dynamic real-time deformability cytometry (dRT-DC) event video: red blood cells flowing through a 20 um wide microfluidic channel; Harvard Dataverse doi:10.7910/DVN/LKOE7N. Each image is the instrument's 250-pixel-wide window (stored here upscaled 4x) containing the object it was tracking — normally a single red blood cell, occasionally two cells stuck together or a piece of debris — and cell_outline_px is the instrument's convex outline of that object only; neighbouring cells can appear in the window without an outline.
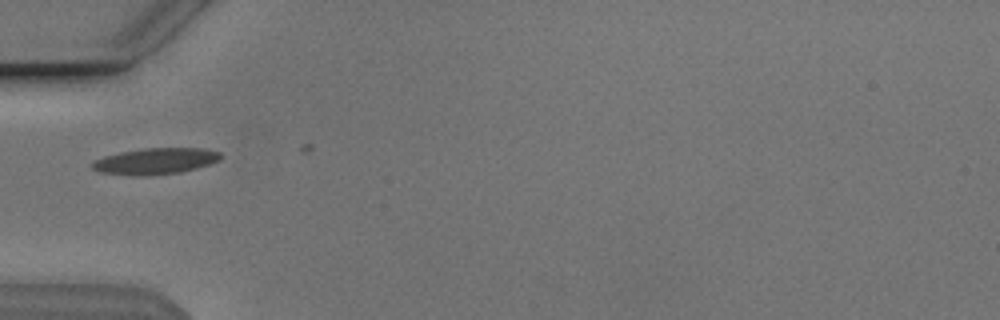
{"species": "Egyptian fruit bat (a non-hibernating species)", "species_latin": "Rousettus aegyptiacus", "temperature_condition": "cold", "stored_images_in_passage": 5, "camera_frame_rate_fps": 3000, "um_per_image_px": 0.085, "animal": {"sex": "male"}, "frame": {"image": 1, "passage_image": 2, "time_ms": 0.333, "image_size_px": [1000, 320], "cell_outline_px": [[220, 160], [196, 168], [180, 172], [100, 172], [92, 168], [92, 160], [104, 156], [120, 152], [144, 148], [208, 148], [220, 152]], "centroid_in_image_um": [13.28, 13.62], "position_along_channel_um": 71.7, "area_um2": 18.38}}